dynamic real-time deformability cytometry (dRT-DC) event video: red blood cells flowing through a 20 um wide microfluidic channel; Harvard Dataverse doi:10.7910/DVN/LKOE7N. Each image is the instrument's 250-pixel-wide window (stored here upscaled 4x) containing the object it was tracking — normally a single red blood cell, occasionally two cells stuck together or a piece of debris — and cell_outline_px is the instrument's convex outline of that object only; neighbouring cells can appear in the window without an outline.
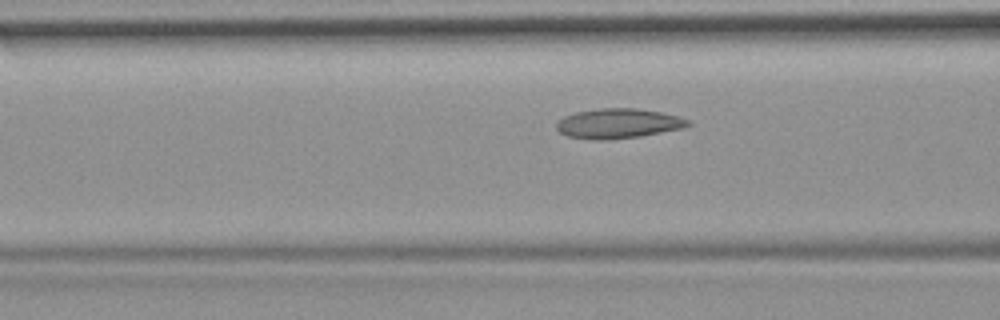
{"species": "common noctule bat (a hibernating species)", "species_latin": "Nyctalus noctula", "temperature_condition": "room temperature", "stored_images_in_passage": 33, "camera_frame_rate_fps": 3000, "um_per_image_px": 0.085, "animal": {"sex": "female", "body_mass_g": 19.9}, "frame": {"image": 1, "passage_image": 10, "time_ms": 3.0, "image_size_px": [1000, 320], "cell_outline_px": [[692, 124], [684, 128], [640, 136], [608, 140], [592, 140], [568, 136], [560, 132], [556, 128], [556, 124], [564, 116], [576, 112], [600, 108], [636, 108], [660, 112], [692, 120]], "centroid_in_image_um": [52.57, 10.5], "position_along_channel_um": 114.0, "area_um2": 22.89}}
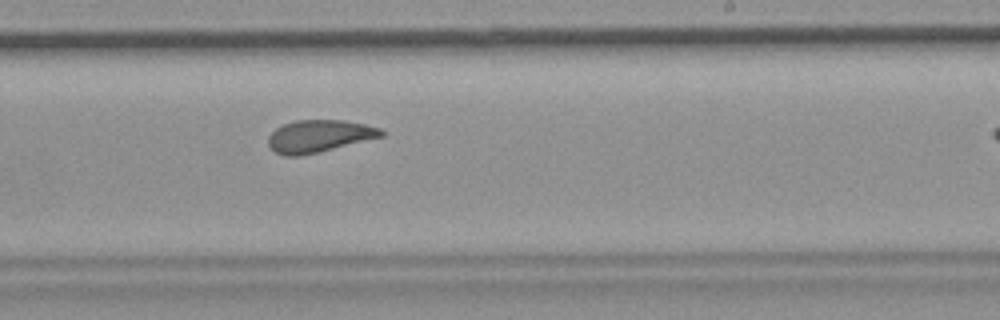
{"frame": {"image": 2, "passage_image": 22, "time_ms": 7.0, "image_size_px": [1000, 320], "cell_outline_px": [[384, 136], [300, 156], [284, 156], [276, 152], [268, 144], [268, 136], [276, 128], [284, 124], [296, 120], [344, 120], [364, 124], [380, 128], [384, 132]], "centroid_in_image_um": [27.11, 11.56], "position_along_channel_um": 261.9, "area_um2": 21.04}}
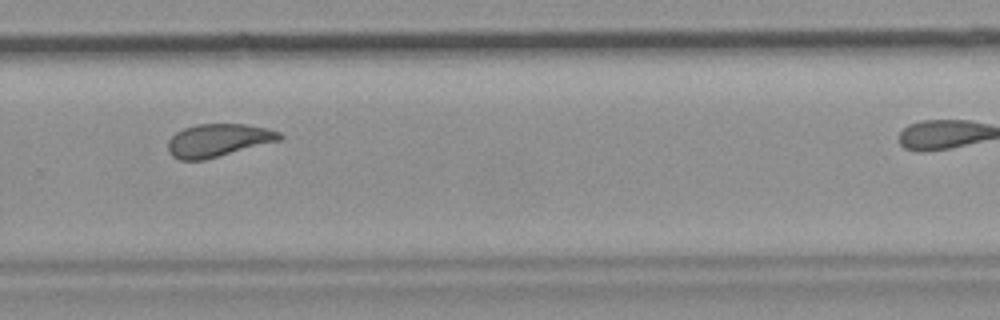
{"frame": {"image": 3, "passage_image": 26, "time_ms": 8.333, "image_size_px": [1000, 320], "cell_outline_px": [[284, 136], [280, 140], [204, 160], [180, 160], [172, 156], [168, 152], [168, 140], [176, 132], [184, 128], [196, 124], [244, 124], [264, 128], [280, 132]], "centroid_in_image_um": [18.51, 11.93], "position_along_channel_um": 311.3, "area_um2": 21.27}}